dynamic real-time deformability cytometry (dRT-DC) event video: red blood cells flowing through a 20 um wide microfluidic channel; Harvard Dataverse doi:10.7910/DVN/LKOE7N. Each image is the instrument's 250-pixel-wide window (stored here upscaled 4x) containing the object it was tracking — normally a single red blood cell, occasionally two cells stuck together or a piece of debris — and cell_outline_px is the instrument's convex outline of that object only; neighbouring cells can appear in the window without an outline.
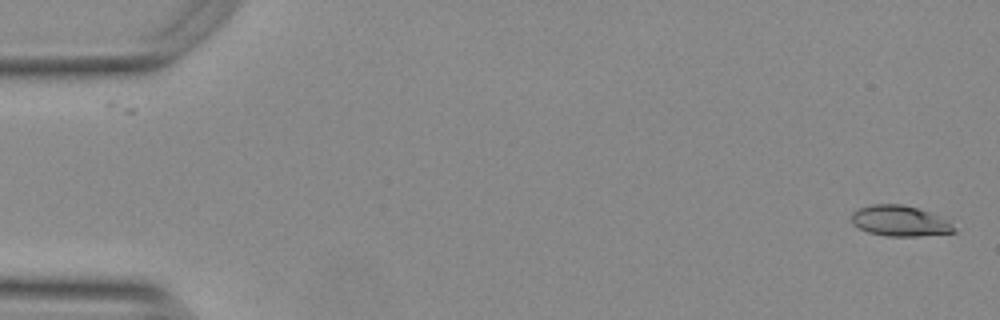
{"species": "Egyptian fruit bat (a non-hibernating species)", "species_latin": "Rousettus aegyptiacus", "temperature_condition": "warm", "stored_images_in_passage": 54, "camera_frame_rate_fps": 3000, "um_per_image_px": 0.085, "animal": {"sex": "female"}, "frame": {"image": 1, "passage_image": 1, "time_ms": 0.0, "image_size_px": [1000, 320], "cell_outline_px": [[956, 232], [920, 236], [888, 236], [868, 232], [852, 224], [852, 212], [860, 208], [872, 204], [900, 204], [916, 208], [928, 212], [944, 220]], "centroid_in_image_um": [76.4, 18.78], "position_along_channel_um": 8.6, "area_um2": 17.74}}
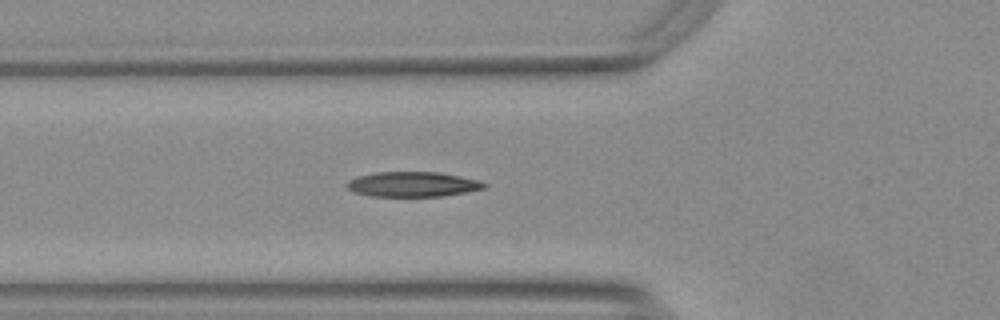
{"frame": {"image": 2, "passage_image": 19, "time_ms": 6.0, "image_size_px": [1000, 320], "cell_outline_px": [[488, 184], [484, 188], [464, 192], [440, 196], [368, 196], [356, 192], [348, 188], [344, 184], [348, 180], [360, 176], [376, 172], [436, 172], [460, 176], [480, 180]], "centroid_in_image_um": [35.07, 15.66], "position_along_channel_um": 90.7, "area_um2": 19.83}}
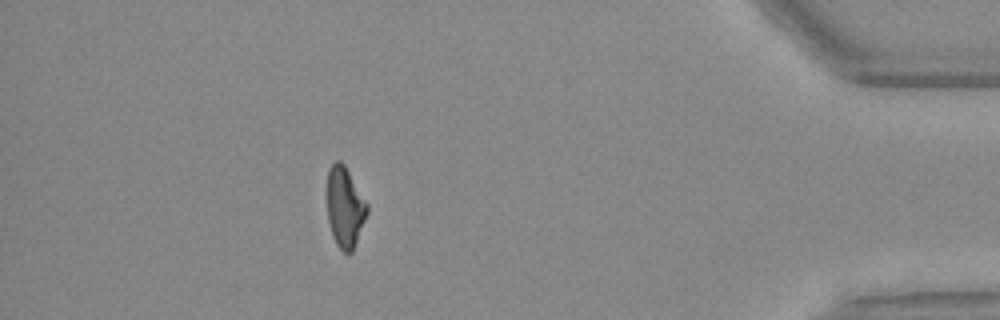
{"frame": {"image": 3, "passage_image": 48, "time_ms": 15.667, "image_size_px": [1000, 320], "cell_outline_px": [[368, 212], [352, 252], [344, 252], [336, 244], [332, 236], [328, 220], [328, 168], [336, 160], [340, 160], [344, 164], [368, 204]], "centroid_in_image_um": [29.32, 17.6], "position_along_channel_um": 405.9, "area_um2": 18.55}, "authors_computed_cell_mechanics": {"area_um2": 19.4497, "velocity_mm_per_s": 3.7734, "shape_relaxation_time_tau1_ms": 8.2191, "shape_relaxation_time_tau2_ms": 2.379, "deformation_change_tau1": 0.2314, "deformation_change_tau2": 0.1051}}